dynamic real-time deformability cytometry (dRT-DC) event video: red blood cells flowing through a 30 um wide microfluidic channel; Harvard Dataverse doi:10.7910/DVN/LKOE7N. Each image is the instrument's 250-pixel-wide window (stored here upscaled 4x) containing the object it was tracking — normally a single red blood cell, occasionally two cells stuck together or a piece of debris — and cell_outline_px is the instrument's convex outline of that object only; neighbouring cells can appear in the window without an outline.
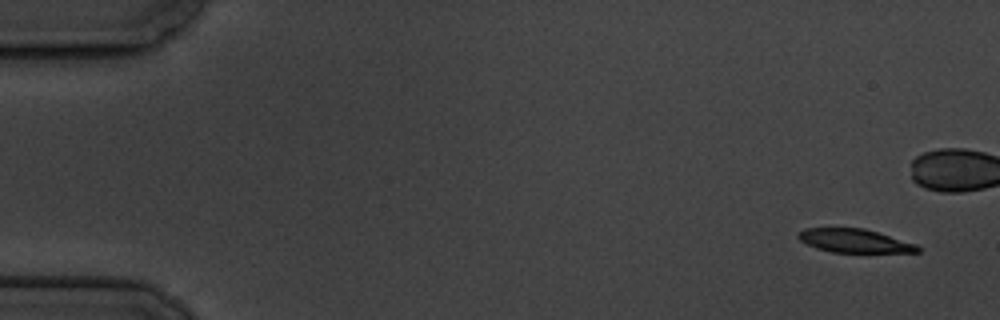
{"species": "common noctule bat (a hibernating species)", "species_latin": "Nyctalus noctula", "temperature_condition": "cold", "stored_images_in_passage": 16, "camera_frame_rate_fps": 3000, "um_per_image_px": 0.085, "animal": {"sex": "male", "body_mass_g": 19.5, "forearm_length_mm": 54.6}, "frame": {"image": 1, "passage_image": 1, "time_ms": 0.0, "image_size_px": [1000, 320], "cell_outline_px": [[920, 252], [832, 252], [816, 248], [800, 240], [796, 236], [804, 228], [864, 228], [916, 244], [920, 248]], "centroid_in_image_um": [72.62, 20.46], "position_along_channel_um": 12.4, "area_um2": 16.18}}
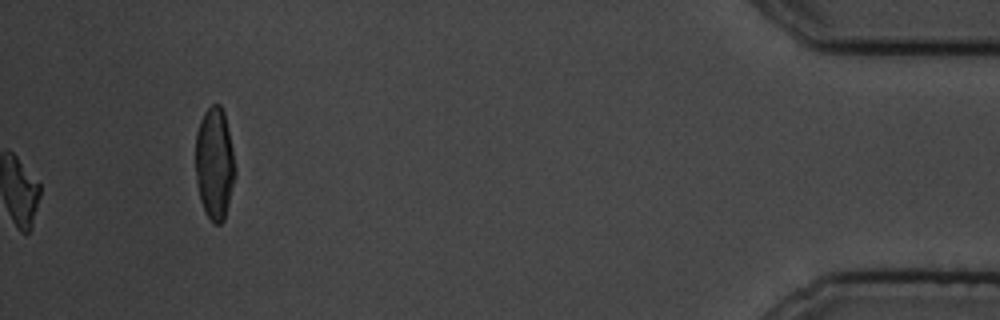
{"frame": {"image": 2, "passage_image": 16, "time_ms": 19.0, "image_size_px": [1000, 320], "cell_outline_px": [[236, 176], [224, 220], [220, 224], [212, 224], [204, 212], [200, 200], [196, 180], [196, 132], [200, 120], [204, 112], [212, 104], [220, 104], [224, 112], [232, 148], [236, 168]], "centroid_in_image_um": [18.24, 13.93], "position_along_channel_um": 417.0, "area_um2": 26.13}, "authors_computed_cell_mechanics": {"area_um2": 18.6116, "velocity_mm_per_s": 3.4, "shape_relaxation_time_tau1_ms": 3.4185, "shape_relaxation_time_tau2_ms": null, "deformation_change_tau1": 0.0987, "deformation_change_tau2": null}}